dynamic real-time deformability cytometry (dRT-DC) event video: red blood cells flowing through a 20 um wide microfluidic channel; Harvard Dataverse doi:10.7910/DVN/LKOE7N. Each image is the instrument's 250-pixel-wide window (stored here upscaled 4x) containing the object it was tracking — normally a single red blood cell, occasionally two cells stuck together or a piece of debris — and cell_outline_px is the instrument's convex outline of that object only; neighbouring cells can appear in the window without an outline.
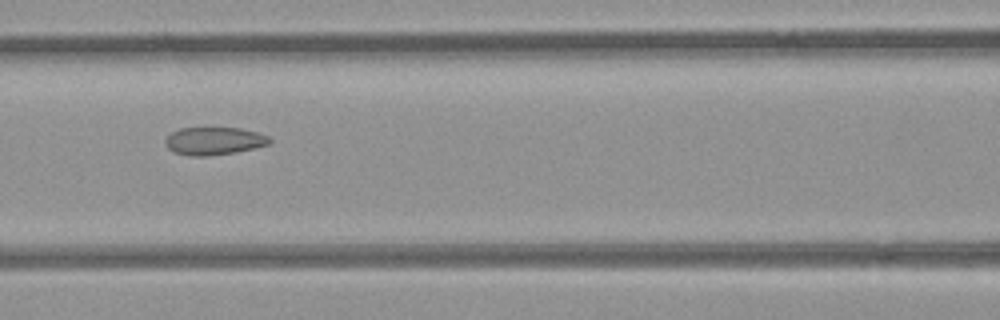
{"species": "common noctule bat (a hibernating species)", "species_latin": "Nyctalus noctula", "temperature_condition": "room temperature", "stored_images_in_passage": 9, "camera_frame_rate_fps": 3000, "um_per_image_px": 0.085, "animal": {"sex": "female", "body_mass_g": 21.9}, "frame": {"image": 1, "passage_image": 7, "time_ms": 7.0, "image_size_px": [1000, 320], "cell_outline_px": [[272, 140], [268, 144], [236, 152], [208, 156], [188, 156], [176, 152], [168, 148], [164, 140], [172, 132], [180, 128], [240, 128], [256, 132], [268, 136]], "centroid_in_image_um": [18.18, 11.98], "position_along_channel_um": 148.4, "area_um2": 16.7}}
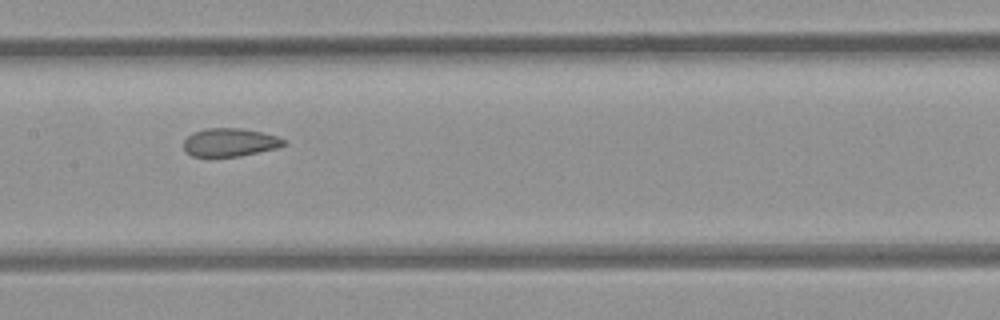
{"frame": {"image": 2, "passage_image": 8, "time_ms": 8.0, "image_size_px": [1000, 320], "cell_outline_px": [[288, 144], [276, 148], [240, 156], [192, 156], [184, 152], [184, 140], [192, 132], [204, 128], [240, 128], [260, 132], [276, 136], [284, 140]], "centroid_in_image_um": [19.5, 12.1], "position_along_channel_um": 187.9, "area_um2": 16.42}}
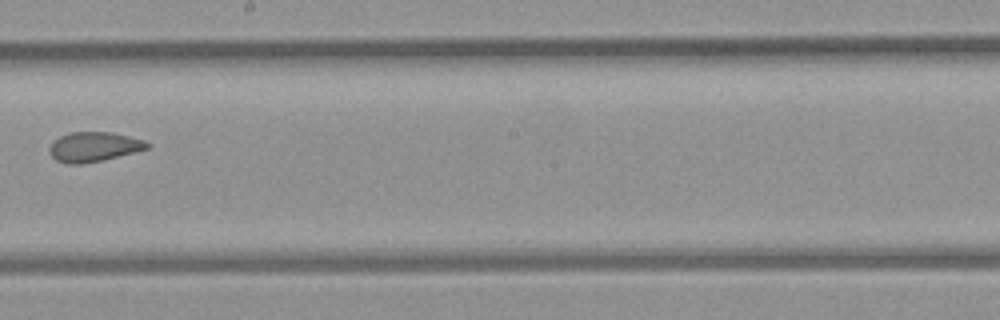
{"frame": {"image": 3, "passage_image": 9, "time_ms": 9.333, "image_size_px": [1000, 320], "cell_outline_px": [[148, 148], [100, 160], [80, 164], [68, 164], [56, 160], [48, 152], [48, 148], [52, 140], [60, 136], [72, 132], [112, 132], [144, 140], [148, 144]], "centroid_in_image_um": [7.89, 12.47], "position_along_channel_um": 240.3, "area_um2": 16.65}}